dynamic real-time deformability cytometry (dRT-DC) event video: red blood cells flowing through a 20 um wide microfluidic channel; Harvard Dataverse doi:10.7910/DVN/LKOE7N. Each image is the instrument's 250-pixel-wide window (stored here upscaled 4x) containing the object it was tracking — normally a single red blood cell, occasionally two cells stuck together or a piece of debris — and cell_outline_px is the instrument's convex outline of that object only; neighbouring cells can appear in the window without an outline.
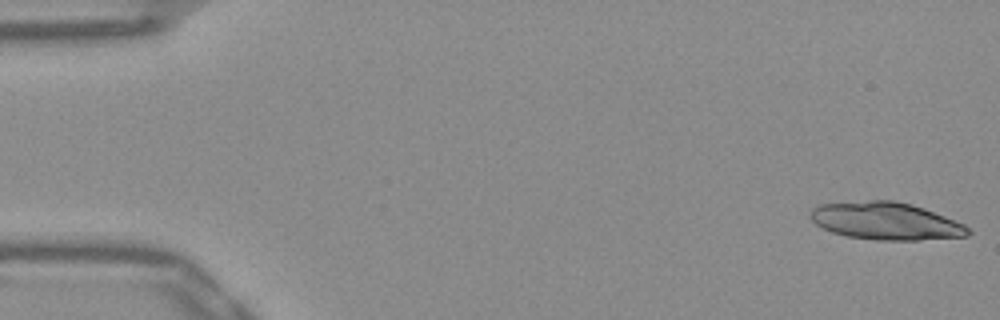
{"species": "Egyptian fruit bat (a non-hibernating species)", "species_latin": "Rousettus aegyptiacus", "temperature_condition": "warm", "stored_images_in_passage": 24, "camera_frame_rate_fps": 3000, "um_per_image_px": 0.085, "frame": {"image": 1, "passage_image": 1, "time_ms": 0.0, "image_size_px": [1000, 320], "cell_outline_px": [[972, 232], [968, 236], [920, 240], [876, 240], [848, 236], [832, 232], [816, 224], [808, 216], [808, 212], [812, 208], [820, 204], [868, 200], [896, 200], [912, 204], [924, 208], [964, 224]], "centroid_in_image_um": [75.28, 18.78], "position_along_channel_um": 9.7, "area_um2": 34.56}}